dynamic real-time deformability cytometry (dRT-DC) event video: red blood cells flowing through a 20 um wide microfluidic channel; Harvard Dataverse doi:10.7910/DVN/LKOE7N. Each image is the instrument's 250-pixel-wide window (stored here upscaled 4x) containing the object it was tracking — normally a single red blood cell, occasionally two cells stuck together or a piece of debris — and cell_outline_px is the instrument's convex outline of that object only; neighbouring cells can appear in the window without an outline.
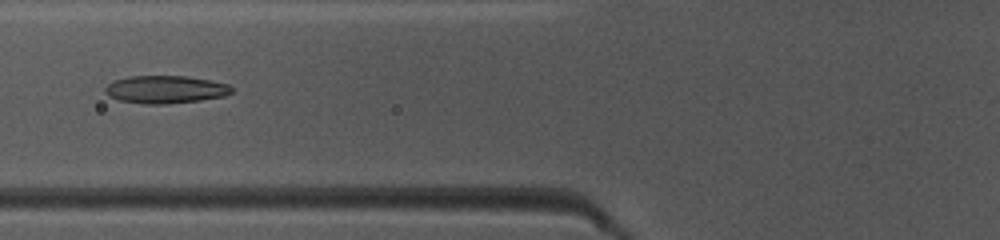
{"species": "common noctule bat (a hibernating species)", "species_latin": "Nyctalus noctula", "temperature_condition": "warm", "stored_images_in_passage": 48, "camera_frame_rate_fps": 3000, "um_per_image_px": 0.085, "animal": {"sex": "female", "body_mass_g": 10.0, "forearm_length_mm": 53.1}, "frame": {"image": 1, "passage_image": 19, "time_ms": 6.0, "image_size_px": [1000, 240], "cell_outline_px": [[232, 92], [224, 96], [200, 100], [164, 104], [144, 104], [120, 100], [108, 96], [104, 92], [104, 88], [112, 80], [128, 76], [184, 76], [208, 80], [228, 84], [232, 88]], "centroid_in_image_um": [14.01, 7.6], "position_along_channel_um": 111.8, "area_um2": 20.4}}
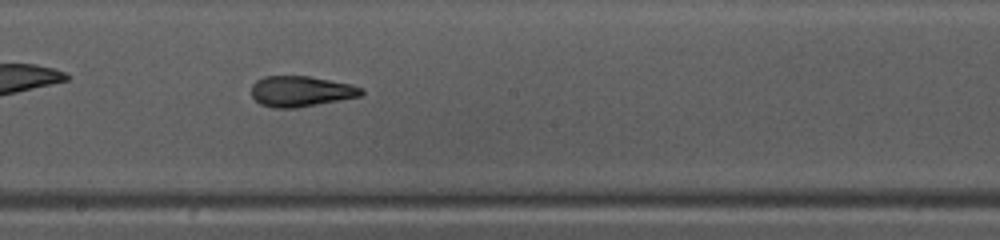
{"frame": {"image": 2, "passage_image": 27, "time_ms": 8.667, "image_size_px": [1000, 240], "cell_outline_px": [[364, 92], [360, 96], [296, 108], [276, 108], [260, 104], [252, 96], [252, 84], [256, 80], [264, 76], [308, 76], [352, 84], [364, 88]], "centroid_in_image_um": [25.58, 7.75], "position_along_channel_um": 222.6, "area_um2": 19.59}}
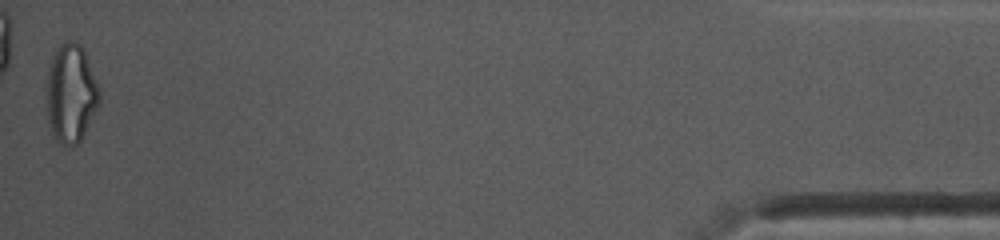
{"frame": {"image": 3, "passage_image": 48, "time_ms": 15.667, "image_size_px": [1000, 240], "cell_outline_px": [[100, 100], [80, 140], [72, 148], [68, 148], [60, 144], [56, 140], [52, 132], [48, 120], [48, 68], [52, 56], [60, 44], [64, 40], [76, 40], [80, 44], [84, 52], [100, 88]], "centroid_in_image_um": [6.03, 7.93], "position_along_channel_um": 429.2, "area_um2": 30.0}, "authors_computed_cell_mechanics": {"area_um2": 20.4612, "velocity_mm_per_s": 4.1389, "shape_relaxation_time_tau1_ms": null, "shape_relaxation_time_tau2_ms": 1.6116, "deformation_change_tau1": null, "deformation_change_tau2": 0.1037}}